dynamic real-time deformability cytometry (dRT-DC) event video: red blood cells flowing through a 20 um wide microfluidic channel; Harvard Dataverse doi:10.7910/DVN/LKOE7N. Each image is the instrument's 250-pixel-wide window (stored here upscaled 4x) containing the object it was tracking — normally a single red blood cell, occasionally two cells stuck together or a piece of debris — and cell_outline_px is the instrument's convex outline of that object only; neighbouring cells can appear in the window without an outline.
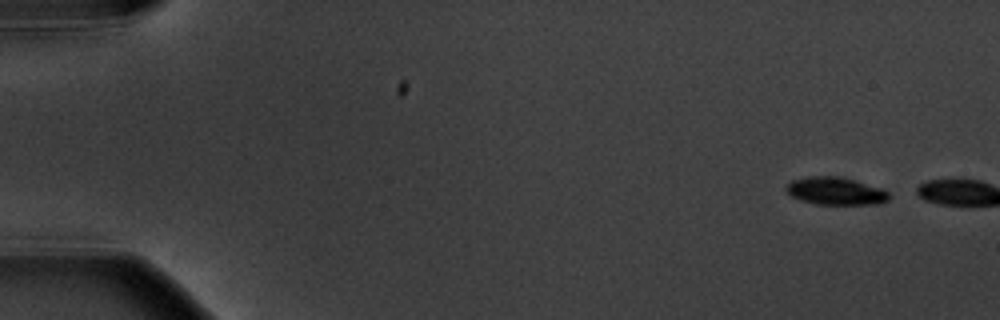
{"species": "common noctule bat (a hibernating species)", "species_latin": "Nyctalus noctula", "temperature_condition": "warm", "stored_images_in_passage": 2, "camera_frame_rate_fps": 3000, "um_per_image_px": 0.085, "animal": {"sex": "male", "body_mass_g": 20.1, "forearm_length_mm": 53.5}, "frame": {"image": 1, "passage_image": 1, "time_ms": 0.0, "image_size_px": [1000, 320], "cell_outline_px": [[892, 196], [888, 200], [880, 204], [816, 204], [792, 196], [784, 188], [792, 180], [808, 176], [840, 176], [856, 180], [880, 188], [888, 192]], "centroid_in_image_um": [71.06, 16.23], "position_along_channel_um": 13.9, "area_um2": 16.53}}